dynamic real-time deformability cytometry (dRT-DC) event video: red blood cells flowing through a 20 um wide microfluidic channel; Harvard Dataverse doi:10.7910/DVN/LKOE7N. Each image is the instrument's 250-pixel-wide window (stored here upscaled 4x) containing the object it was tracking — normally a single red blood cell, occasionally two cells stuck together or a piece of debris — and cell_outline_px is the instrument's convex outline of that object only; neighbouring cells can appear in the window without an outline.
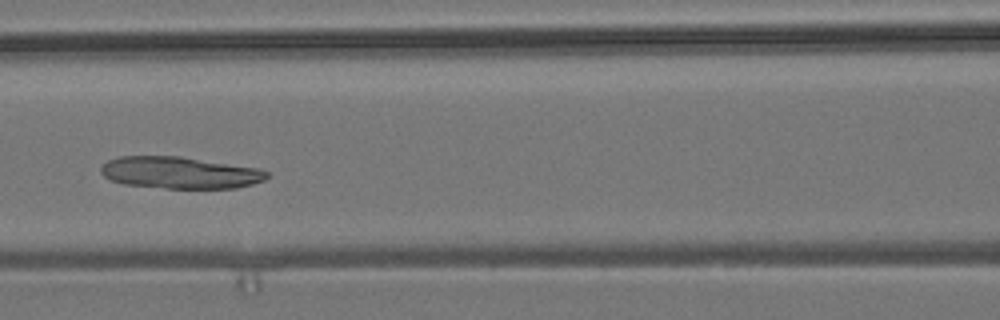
{"species": "common noctule bat (a hibernating species)", "species_latin": "Nyctalus noctula", "temperature_condition": "room temperature", "stored_images_in_passage": 8, "camera_frame_rate_fps": 3000, "um_per_image_px": 0.085, "animal": {"sex": "male", "body_mass_g": 19.2, "forearm_length_mm": 51.8}, "frame": {"image": 1, "passage_image": 5, "time_ms": 4.667, "image_size_px": [1000, 320], "cell_outline_px": [[268, 176], [264, 180], [252, 184], [236, 188], [164, 188], [124, 184], [112, 180], [104, 176], [100, 172], [100, 168], [108, 160], [120, 156], [180, 156], [260, 168], [268, 172]], "centroid_in_image_um": [15.3, 14.67], "position_along_channel_um": 151.3, "area_um2": 30.81}}
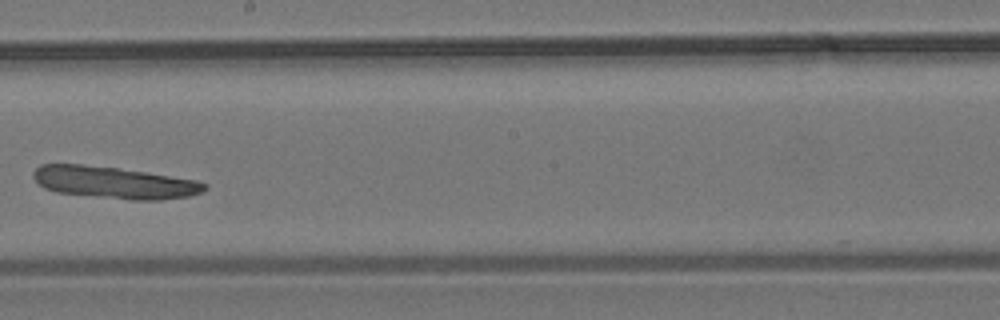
{"frame": {"image": 2, "passage_image": 7, "time_ms": 7.0, "image_size_px": [1000, 320], "cell_outline_px": [[208, 188], [200, 192], [188, 196], [160, 200], [132, 200], [56, 192], [44, 188], [32, 176], [32, 172], [40, 164], [84, 164], [116, 168], [144, 172], [196, 180], [208, 184]], "centroid_in_image_um": [9.69, 15.51], "position_along_channel_um": 238.5, "area_um2": 31.67}}
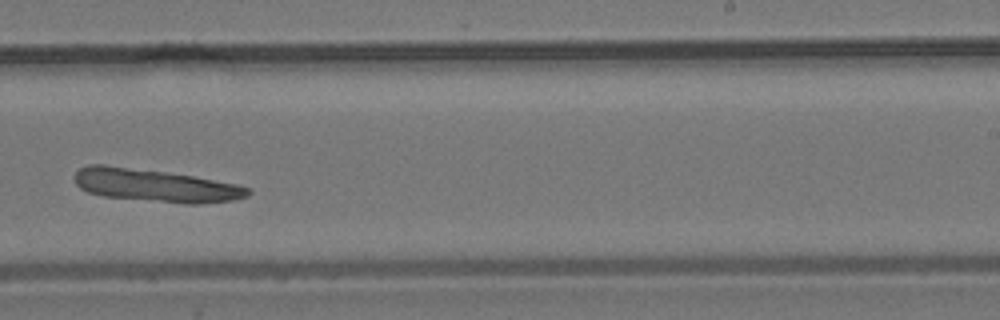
{"frame": {"image": 3, "passage_image": 8, "time_ms": 8.0, "image_size_px": [1000, 320], "cell_outline_px": [[252, 192], [248, 196], [236, 200], [200, 204], [184, 204], [104, 196], [88, 192], [80, 188], [76, 184], [72, 176], [80, 168], [88, 164], [104, 164], [164, 172], [192, 176], [236, 184], [248, 188]], "centroid_in_image_um": [13.18, 15.77], "position_along_channel_um": 275.8, "area_um2": 33.12}}